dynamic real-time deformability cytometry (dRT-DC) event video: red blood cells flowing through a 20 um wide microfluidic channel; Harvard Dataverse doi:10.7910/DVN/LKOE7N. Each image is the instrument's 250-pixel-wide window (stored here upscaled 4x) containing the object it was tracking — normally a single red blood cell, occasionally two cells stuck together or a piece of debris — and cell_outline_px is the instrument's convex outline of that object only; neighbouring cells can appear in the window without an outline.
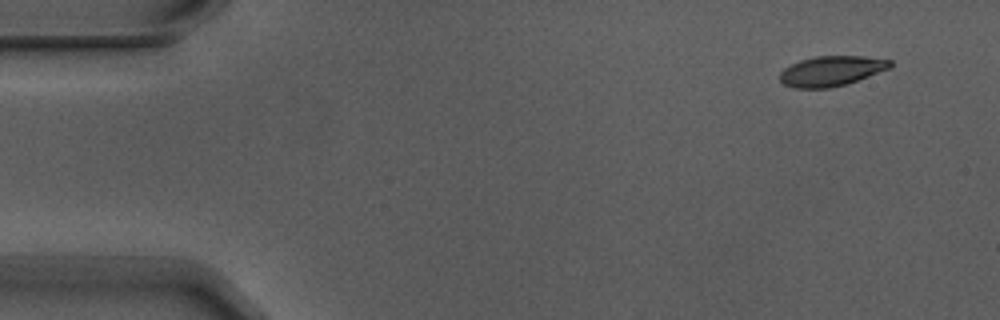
{"species": "Egyptian fruit bat (a non-hibernating species)", "species_latin": "Rousettus aegyptiacus", "temperature_condition": "warm", "stored_images_in_passage": 7, "camera_frame_rate_fps": 3000, "um_per_image_px": 0.085, "animal": {"sex": "male"}, "frame": {"image": 1, "passage_image": 1, "time_ms": 0.0, "image_size_px": [1000, 320], "cell_outline_px": [[892, 64], [888, 68], [868, 76], [844, 84], [828, 88], [792, 88], [784, 84], [780, 80], [780, 72], [784, 68], [800, 60], [816, 56], [864, 56], [892, 60]], "centroid_in_image_um": [70.63, 6.03], "position_along_channel_um": 14.4, "area_um2": 19.07}}
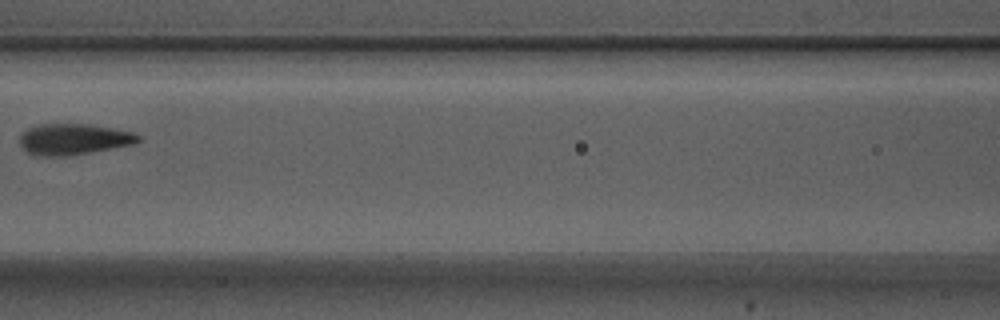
{"frame": {"image": 2, "passage_image": 6, "time_ms": 1.667, "image_size_px": [1000, 320], "cell_outline_px": [[144, 140], [132, 144], [68, 156], [40, 156], [28, 152], [20, 144], [20, 132], [36, 124], [88, 124], [112, 128], [132, 132], [140, 136]], "centroid_in_image_um": [6.24, 11.82], "position_along_channel_um": 160.4, "area_um2": 21.39}}
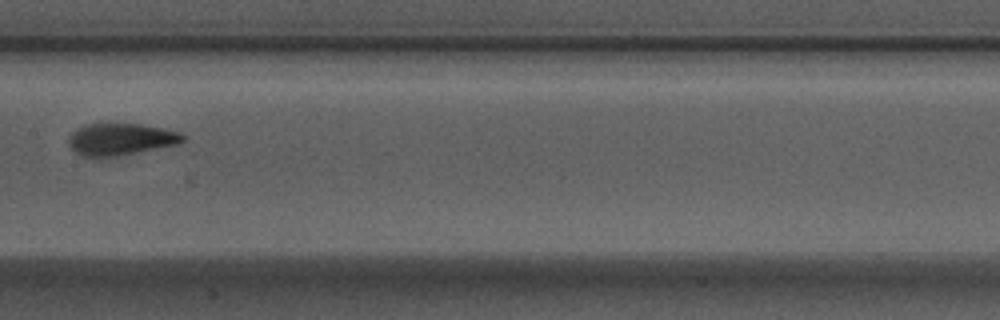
{"frame": {"image": 3, "passage_image": 7, "time_ms": 2.0, "image_size_px": [1000, 320], "cell_outline_px": [[184, 140], [180, 144], [116, 156], [84, 156], [76, 152], [68, 144], [68, 136], [72, 132], [84, 124], [100, 120], [140, 124], [164, 128], [180, 132], [184, 136]], "centroid_in_image_um": [10.23, 11.77], "position_along_channel_um": 197.2, "area_um2": 21.91}}